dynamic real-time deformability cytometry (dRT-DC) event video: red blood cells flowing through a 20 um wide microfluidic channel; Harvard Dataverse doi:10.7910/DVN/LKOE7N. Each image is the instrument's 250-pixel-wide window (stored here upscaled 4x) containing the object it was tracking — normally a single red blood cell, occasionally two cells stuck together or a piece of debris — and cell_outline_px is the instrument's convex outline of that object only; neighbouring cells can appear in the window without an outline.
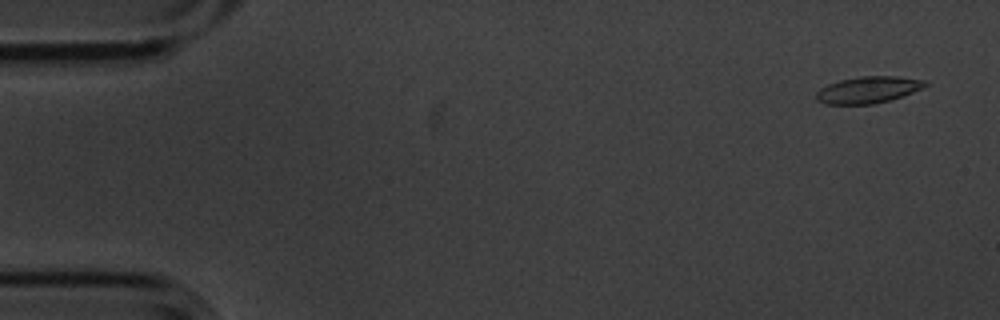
{"species": "common noctule bat (a hibernating species)", "species_latin": "Nyctalus noctula", "temperature_condition": "cold", "stored_images_in_passage": 56, "camera_frame_rate_fps": 3000, "um_per_image_px": 0.085, "animal": {"sex": "male", "body_mass_g": 20.1, "forearm_length_mm": 53.5}, "frame": {"image": 1, "passage_image": 3, "time_ms": 0.667, "image_size_px": [1000, 320], "cell_outline_px": [[928, 84], [912, 92], [892, 100], [872, 104], [824, 104], [816, 100], [816, 92], [820, 88], [828, 84], [840, 80], [860, 76], [896, 76], [928, 80]], "centroid_in_image_um": [73.78, 7.63], "position_along_channel_um": 11.2, "area_um2": 16.99}}
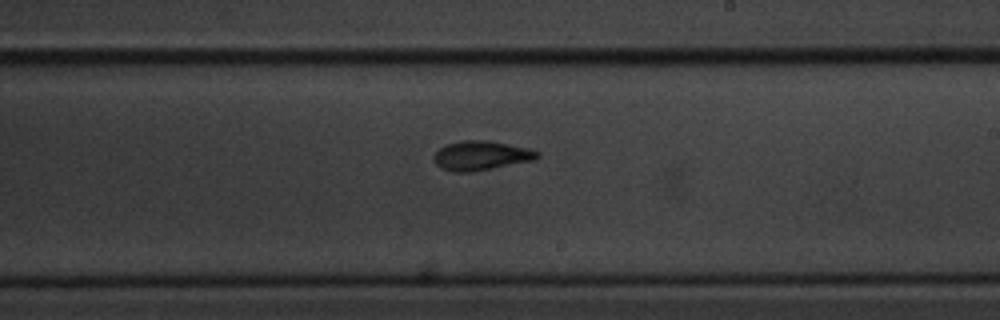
{"frame": {"image": 2, "passage_image": 33, "time_ms": 10.667, "image_size_px": [1000, 320], "cell_outline_px": [[540, 156], [536, 160], [468, 172], [452, 172], [440, 168], [432, 160], [432, 156], [440, 148], [448, 144], [460, 140], [488, 140], [528, 148], [540, 152]], "centroid_in_image_um": [40.88, 13.22], "position_along_channel_um": 248.1, "area_um2": 17.74}}
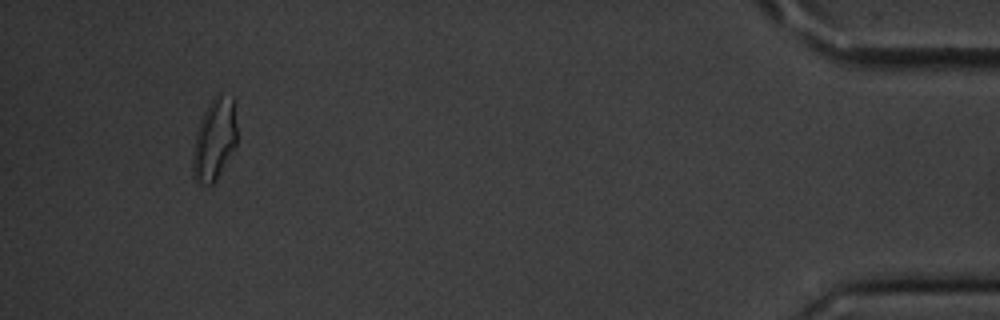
{"frame": {"image": 3, "passage_image": 53, "time_ms": 17.333, "image_size_px": [1000, 320], "cell_outline_px": [[236, 144], [216, 180], [212, 184], [196, 184], [192, 172], [192, 152], [196, 132], [200, 120], [208, 104], [216, 96], [232, 96], [236, 124]], "centroid_in_image_um": [18.19, 11.91], "position_along_channel_um": 417.0, "area_um2": 20.81}, "authors_computed_cell_mechanics": {"area_um2": 17.34, "velocity_mm_per_s": 3.5578, "shape_relaxation_time_tau1_ms": 2.7647, "shape_relaxation_time_tau2_ms": 3.2104, "deformation_change_tau1": 0.1107, "deformation_change_tau2": 0.0853}}